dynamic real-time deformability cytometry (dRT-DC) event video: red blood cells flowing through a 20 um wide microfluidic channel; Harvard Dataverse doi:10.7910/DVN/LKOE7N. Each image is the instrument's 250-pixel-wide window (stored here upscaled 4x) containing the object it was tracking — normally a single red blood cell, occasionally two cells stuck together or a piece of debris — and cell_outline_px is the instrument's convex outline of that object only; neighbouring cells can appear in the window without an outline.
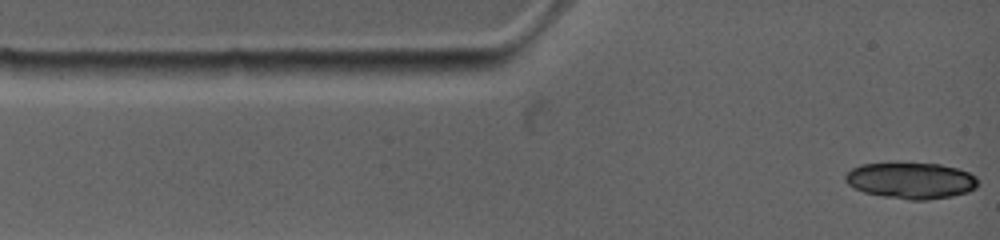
{"species": "common noctule bat (a hibernating species)", "species_latin": "Nyctalus noctula", "temperature_condition": "warm", "stored_images_in_passage": 5, "camera_frame_rate_fps": 4500, "um_per_image_px": 0.085, "animal": {"sex": "female", "body_mass_g": 19.0, "forearm_length_mm": 53.3}, "frame": {"image": 1, "passage_image": 1, "time_ms": 0.0, "image_size_px": [1000, 240], "cell_outline_px": [[980, 184], [976, 188], [968, 192], [952, 196], [924, 200], [908, 200], [864, 192], [848, 184], [844, 180], [844, 172], [860, 164], [896, 160], [940, 164], [956, 168], [968, 172], [976, 176]], "centroid_in_image_um": [77.4, 15.29], "position_along_channel_um": 7.6, "area_um2": 29.02}}